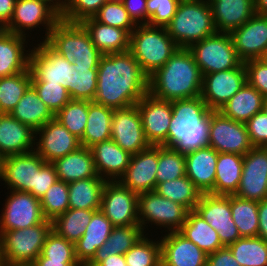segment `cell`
Here are the masks:
<instances>
[{
	"mask_svg": "<svg viewBox=\"0 0 267 266\" xmlns=\"http://www.w3.org/2000/svg\"><path fill=\"white\" fill-rule=\"evenodd\" d=\"M112 223L100 211H96L83 236L75 243V256L81 266H86L96 251L107 241L113 229Z\"/></svg>",
	"mask_w": 267,
	"mask_h": 266,
	"instance_id": "30",
	"label": "cell"
},
{
	"mask_svg": "<svg viewBox=\"0 0 267 266\" xmlns=\"http://www.w3.org/2000/svg\"><path fill=\"white\" fill-rule=\"evenodd\" d=\"M93 102L112 109L137 104L148 93V76L130 51L103 55Z\"/></svg>",
	"mask_w": 267,
	"mask_h": 266,
	"instance_id": "1",
	"label": "cell"
},
{
	"mask_svg": "<svg viewBox=\"0 0 267 266\" xmlns=\"http://www.w3.org/2000/svg\"><path fill=\"white\" fill-rule=\"evenodd\" d=\"M188 210L155 191L138 194V220L143 231L149 222L167 228L165 232L179 231L186 221ZM153 223V224H152Z\"/></svg>",
	"mask_w": 267,
	"mask_h": 266,
	"instance_id": "10",
	"label": "cell"
},
{
	"mask_svg": "<svg viewBox=\"0 0 267 266\" xmlns=\"http://www.w3.org/2000/svg\"><path fill=\"white\" fill-rule=\"evenodd\" d=\"M178 48L166 27L137 25L130 34L129 51L148 77L162 67Z\"/></svg>",
	"mask_w": 267,
	"mask_h": 266,
	"instance_id": "6",
	"label": "cell"
},
{
	"mask_svg": "<svg viewBox=\"0 0 267 266\" xmlns=\"http://www.w3.org/2000/svg\"><path fill=\"white\" fill-rule=\"evenodd\" d=\"M186 175L185 155L172 148L158 145L157 184Z\"/></svg>",
	"mask_w": 267,
	"mask_h": 266,
	"instance_id": "45",
	"label": "cell"
},
{
	"mask_svg": "<svg viewBox=\"0 0 267 266\" xmlns=\"http://www.w3.org/2000/svg\"><path fill=\"white\" fill-rule=\"evenodd\" d=\"M98 69H74L72 100L93 101L96 95Z\"/></svg>",
	"mask_w": 267,
	"mask_h": 266,
	"instance_id": "51",
	"label": "cell"
},
{
	"mask_svg": "<svg viewBox=\"0 0 267 266\" xmlns=\"http://www.w3.org/2000/svg\"><path fill=\"white\" fill-rule=\"evenodd\" d=\"M111 139L131 155L146 150L151 146L145 138L137 104L126 108L114 109Z\"/></svg>",
	"mask_w": 267,
	"mask_h": 266,
	"instance_id": "16",
	"label": "cell"
},
{
	"mask_svg": "<svg viewBox=\"0 0 267 266\" xmlns=\"http://www.w3.org/2000/svg\"><path fill=\"white\" fill-rule=\"evenodd\" d=\"M242 168V155L218 153L214 195H234L240 184Z\"/></svg>",
	"mask_w": 267,
	"mask_h": 266,
	"instance_id": "36",
	"label": "cell"
},
{
	"mask_svg": "<svg viewBox=\"0 0 267 266\" xmlns=\"http://www.w3.org/2000/svg\"><path fill=\"white\" fill-rule=\"evenodd\" d=\"M227 247L241 266H267V242L260 237H241Z\"/></svg>",
	"mask_w": 267,
	"mask_h": 266,
	"instance_id": "43",
	"label": "cell"
},
{
	"mask_svg": "<svg viewBox=\"0 0 267 266\" xmlns=\"http://www.w3.org/2000/svg\"><path fill=\"white\" fill-rule=\"evenodd\" d=\"M26 37L4 31L0 35V77L25 72L29 68L30 49Z\"/></svg>",
	"mask_w": 267,
	"mask_h": 266,
	"instance_id": "29",
	"label": "cell"
},
{
	"mask_svg": "<svg viewBox=\"0 0 267 266\" xmlns=\"http://www.w3.org/2000/svg\"><path fill=\"white\" fill-rule=\"evenodd\" d=\"M100 211L114 227L139 225L138 194L119 181H107L102 191Z\"/></svg>",
	"mask_w": 267,
	"mask_h": 266,
	"instance_id": "11",
	"label": "cell"
},
{
	"mask_svg": "<svg viewBox=\"0 0 267 266\" xmlns=\"http://www.w3.org/2000/svg\"><path fill=\"white\" fill-rule=\"evenodd\" d=\"M260 60L267 64V48L264 51L263 55L261 56Z\"/></svg>",
	"mask_w": 267,
	"mask_h": 266,
	"instance_id": "67",
	"label": "cell"
},
{
	"mask_svg": "<svg viewBox=\"0 0 267 266\" xmlns=\"http://www.w3.org/2000/svg\"><path fill=\"white\" fill-rule=\"evenodd\" d=\"M179 232L207 254L224 247L219 239L218 232L194 210L188 212L186 221Z\"/></svg>",
	"mask_w": 267,
	"mask_h": 266,
	"instance_id": "39",
	"label": "cell"
},
{
	"mask_svg": "<svg viewBox=\"0 0 267 266\" xmlns=\"http://www.w3.org/2000/svg\"><path fill=\"white\" fill-rule=\"evenodd\" d=\"M58 180L55 166L53 163L45 162L39 170L36 171L35 186L29 192L34 197L41 199L47 190Z\"/></svg>",
	"mask_w": 267,
	"mask_h": 266,
	"instance_id": "57",
	"label": "cell"
},
{
	"mask_svg": "<svg viewBox=\"0 0 267 266\" xmlns=\"http://www.w3.org/2000/svg\"><path fill=\"white\" fill-rule=\"evenodd\" d=\"M145 234L125 254L127 266H161V245Z\"/></svg>",
	"mask_w": 267,
	"mask_h": 266,
	"instance_id": "46",
	"label": "cell"
},
{
	"mask_svg": "<svg viewBox=\"0 0 267 266\" xmlns=\"http://www.w3.org/2000/svg\"><path fill=\"white\" fill-rule=\"evenodd\" d=\"M194 211L216 232L223 246H229L241 238L230 208V195L202 194Z\"/></svg>",
	"mask_w": 267,
	"mask_h": 266,
	"instance_id": "14",
	"label": "cell"
},
{
	"mask_svg": "<svg viewBox=\"0 0 267 266\" xmlns=\"http://www.w3.org/2000/svg\"><path fill=\"white\" fill-rule=\"evenodd\" d=\"M88 117L87 100H70L57 114V119L72 135L83 137Z\"/></svg>",
	"mask_w": 267,
	"mask_h": 266,
	"instance_id": "47",
	"label": "cell"
},
{
	"mask_svg": "<svg viewBox=\"0 0 267 266\" xmlns=\"http://www.w3.org/2000/svg\"><path fill=\"white\" fill-rule=\"evenodd\" d=\"M16 0H0V22L6 27L14 14Z\"/></svg>",
	"mask_w": 267,
	"mask_h": 266,
	"instance_id": "61",
	"label": "cell"
},
{
	"mask_svg": "<svg viewBox=\"0 0 267 266\" xmlns=\"http://www.w3.org/2000/svg\"><path fill=\"white\" fill-rule=\"evenodd\" d=\"M246 82L243 62L237 68L203 75L201 98L210 109L219 111Z\"/></svg>",
	"mask_w": 267,
	"mask_h": 266,
	"instance_id": "15",
	"label": "cell"
},
{
	"mask_svg": "<svg viewBox=\"0 0 267 266\" xmlns=\"http://www.w3.org/2000/svg\"><path fill=\"white\" fill-rule=\"evenodd\" d=\"M216 31L231 33L256 14L255 0H208Z\"/></svg>",
	"mask_w": 267,
	"mask_h": 266,
	"instance_id": "26",
	"label": "cell"
},
{
	"mask_svg": "<svg viewBox=\"0 0 267 266\" xmlns=\"http://www.w3.org/2000/svg\"><path fill=\"white\" fill-rule=\"evenodd\" d=\"M172 118L162 146L184 155L209 147L211 112L201 96L171 101Z\"/></svg>",
	"mask_w": 267,
	"mask_h": 266,
	"instance_id": "2",
	"label": "cell"
},
{
	"mask_svg": "<svg viewBox=\"0 0 267 266\" xmlns=\"http://www.w3.org/2000/svg\"><path fill=\"white\" fill-rule=\"evenodd\" d=\"M158 145L131 155L124 175L118 180L123 186L140 194L154 191L157 185Z\"/></svg>",
	"mask_w": 267,
	"mask_h": 266,
	"instance_id": "21",
	"label": "cell"
},
{
	"mask_svg": "<svg viewBox=\"0 0 267 266\" xmlns=\"http://www.w3.org/2000/svg\"><path fill=\"white\" fill-rule=\"evenodd\" d=\"M253 147H267V115L261 111L245 123Z\"/></svg>",
	"mask_w": 267,
	"mask_h": 266,
	"instance_id": "56",
	"label": "cell"
},
{
	"mask_svg": "<svg viewBox=\"0 0 267 266\" xmlns=\"http://www.w3.org/2000/svg\"><path fill=\"white\" fill-rule=\"evenodd\" d=\"M166 29L179 48L217 33L208 0H181Z\"/></svg>",
	"mask_w": 267,
	"mask_h": 266,
	"instance_id": "5",
	"label": "cell"
},
{
	"mask_svg": "<svg viewBox=\"0 0 267 266\" xmlns=\"http://www.w3.org/2000/svg\"><path fill=\"white\" fill-rule=\"evenodd\" d=\"M146 230L140 225L113 227L107 241L96 251L93 259L86 266H97L110 255H124L141 239Z\"/></svg>",
	"mask_w": 267,
	"mask_h": 266,
	"instance_id": "35",
	"label": "cell"
},
{
	"mask_svg": "<svg viewBox=\"0 0 267 266\" xmlns=\"http://www.w3.org/2000/svg\"><path fill=\"white\" fill-rule=\"evenodd\" d=\"M258 217H259L258 237L267 242V199H264L259 202Z\"/></svg>",
	"mask_w": 267,
	"mask_h": 266,
	"instance_id": "60",
	"label": "cell"
},
{
	"mask_svg": "<svg viewBox=\"0 0 267 266\" xmlns=\"http://www.w3.org/2000/svg\"><path fill=\"white\" fill-rule=\"evenodd\" d=\"M160 196L184 206L188 211L194 210L202 193L185 175L181 178L161 182L154 190Z\"/></svg>",
	"mask_w": 267,
	"mask_h": 266,
	"instance_id": "40",
	"label": "cell"
},
{
	"mask_svg": "<svg viewBox=\"0 0 267 266\" xmlns=\"http://www.w3.org/2000/svg\"><path fill=\"white\" fill-rule=\"evenodd\" d=\"M98 175L106 181H118L129 165L131 154L124 151L112 139L90 147Z\"/></svg>",
	"mask_w": 267,
	"mask_h": 266,
	"instance_id": "28",
	"label": "cell"
},
{
	"mask_svg": "<svg viewBox=\"0 0 267 266\" xmlns=\"http://www.w3.org/2000/svg\"><path fill=\"white\" fill-rule=\"evenodd\" d=\"M258 205L259 202L257 201L246 200L236 195H230L232 219L241 237H258Z\"/></svg>",
	"mask_w": 267,
	"mask_h": 266,
	"instance_id": "42",
	"label": "cell"
},
{
	"mask_svg": "<svg viewBox=\"0 0 267 266\" xmlns=\"http://www.w3.org/2000/svg\"><path fill=\"white\" fill-rule=\"evenodd\" d=\"M147 0H124L123 5L127 10L129 17L136 25L148 24Z\"/></svg>",
	"mask_w": 267,
	"mask_h": 266,
	"instance_id": "58",
	"label": "cell"
},
{
	"mask_svg": "<svg viewBox=\"0 0 267 266\" xmlns=\"http://www.w3.org/2000/svg\"><path fill=\"white\" fill-rule=\"evenodd\" d=\"M144 135L150 145H161L168 136L172 118L171 101L161 100L149 92L137 103Z\"/></svg>",
	"mask_w": 267,
	"mask_h": 266,
	"instance_id": "20",
	"label": "cell"
},
{
	"mask_svg": "<svg viewBox=\"0 0 267 266\" xmlns=\"http://www.w3.org/2000/svg\"><path fill=\"white\" fill-rule=\"evenodd\" d=\"M262 111L267 115V97L264 98V105Z\"/></svg>",
	"mask_w": 267,
	"mask_h": 266,
	"instance_id": "69",
	"label": "cell"
},
{
	"mask_svg": "<svg viewBox=\"0 0 267 266\" xmlns=\"http://www.w3.org/2000/svg\"><path fill=\"white\" fill-rule=\"evenodd\" d=\"M29 68L31 81L61 84L72 99L74 65L56 52L45 40L31 49Z\"/></svg>",
	"mask_w": 267,
	"mask_h": 266,
	"instance_id": "9",
	"label": "cell"
},
{
	"mask_svg": "<svg viewBox=\"0 0 267 266\" xmlns=\"http://www.w3.org/2000/svg\"><path fill=\"white\" fill-rule=\"evenodd\" d=\"M263 105L264 96L246 82L219 111L234 121L246 123L254 114L262 111Z\"/></svg>",
	"mask_w": 267,
	"mask_h": 266,
	"instance_id": "33",
	"label": "cell"
},
{
	"mask_svg": "<svg viewBox=\"0 0 267 266\" xmlns=\"http://www.w3.org/2000/svg\"><path fill=\"white\" fill-rule=\"evenodd\" d=\"M0 266H5L3 255H2L1 242H0Z\"/></svg>",
	"mask_w": 267,
	"mask_h": 266,
	"instance_id": "68",
	"label": "cell"
},
{
	"mask_svg": "<svg viewBox=\"0 0 267 266\" xmlns=\"http://www.w3.org/2000/svg\"><path fill=\"white\" fill-rule=\"evenodd\" d=\"M95 210L68 209L52 221V231L75 244L85 233Z\"/></svg>",
	"mask_w": 267,
	"mask_h": 266,
	"instance_id": "41",
	"label": "cell"
},
{
	"mask_svg": "<svg viewBox=\"0 0 267 266\" xmlns=\"http://www.w3.org/2000/svg\"><path fill=\"white\" fill-rule=\"evenodd\" d=\"M52 221L35 226L2 232L0 242L5 266H30L41 254Z\"/></svg>",
	"mask_w": 267,
	"mask_h": 266,
	"instance_id": "7",
	"label": "cell"
},
{
	"mask_svg": "<svg viewBox=\"0 0 267 266\" xmlns=\"http://www.w3.org/2000/svg\"><path fill=\"white\" fill-rule=\"evenodd\" d=\"M217 158L218 152L210 146L185 155L186 176L202 194L214 195Z\"/></svg>",
	"mask_w": 267,
	"mask_h": 266,
	"instance_id": "27",
	"label": "cell"
},
{
	"mask_svg": "<svg viewBox=\"0 0 267 266\" xmlns=\"http://www.w3.org/2000/svg\"><path fill=\"white\" fill-rule=\"evenodd\" d=\"M159 240L161 266H206L207 253L179 231L168 232Z\"/></svg>",
	"mask_w": 267,
	"mask_h": 266,
	"instance_id": "24",
	"label": "cell"
},
{
	"mask_svg": "<svg viewBox=\"0 0 267 266\" xmlns=\"http://www.w3.org/2000/svg\"><path fill=\"white\" fill-rule=\"evenodd\" d=\"M3 160H4V156L0 153V178L2 175V171H3Z\"/></svg>",
	"mask_w": 267,
	"mask_h": 266,
	"instance_id": "66",
	"label": "cell"
},
{
	"mask_svg": "<svg viewBox=\"0 0 267 266\" xmlns=\"http://www.w3.org/2000/svg\"><path fill=\"white\" fill-rule=\"evenodd\" d=\"M181 0H147L148 25L166 27L175 15Z\"/></svg>",
	"mask_w": 267,
	"mask_h": 266,
	"instance_id": "53",
	"label": "cell"
},
{
	"mask_svg": "<svg viewBox=\"0 0 267 266\" xmlns=\"http://www.w3.org/2000/svg\"><path fill=\"white\" fill-rule=\"evenodd\" d=\"M31 86V71L0 77V113H9Z\"/></svg>",
	"mask_w": 267,
	"mask_h": 266,
	"instance_id": "44",
	"label": "cell"
},
{
	"mask_svg": "<svg viewBox=\"0 0 267 266\" xmlns=\"http://www.w3.org/2000/svg\"><path fill=\"white\" fill-rule=\"evenodd\" d=\"M41 254L56 261H78L75 256V244L58 236L52 230L45 239Z\"/></svg>",
	"mask_w": 267,
	"mask_h": 266,
	"instance_id": "52",
	"label": "cell"
},
{
	"mask_svg": "<svg viewBox=\"0 0 267 266\" xmlns=\"http://www.w3.org/2000/svg\"><path fill=\"white\" fill-rule=\"evenodd\" d=\"M31 86L54 115L71 100L67 89L61 84L31 81Z\"/></svg>",
	"mask_w": 267,
	"mask_h": 266,
	"instance_id": "50",
	"label": "cell"
},
{
	"mask_svg": "<svg viewBox=\"0 0 267 266\" xmlns=\"http://www.w3.org/2000/svg\"><path fill=\"white\" fill-rule=\"evenodd\" d=\"M206 266H241L226 246L207 254Z\"/></svg>",
	"mask_w": 267,
	"mask_h": 266,
	"instance_id": "59",
	"label": "cell"
},
{
	"mask_svg": "<svg viewBox=\"0 0 267 266\" xmlns=\"http://www.w3.org/2000/svg\"><path fill=\"white\" fill-rule=\"evenodd\" d=\"M91 37L94 46L103 54L129 51L130 34L121 28L102 24L93 17L81 22Z\"/></svg>",
	"mask_w": 267,
	"mask_h": 266,
	"instance_id": "31",
	"label": "cell"
},
{
	"mask_svg": "<svg viewBox=\"0 0 267 266\" xmlns=\"http://www.w3.org/2000/svg\"><path fill=\"white\" fill-rule=\"evenodd\" d=\"M234 195L257 202L267 199V147H253L243 156L242 176Z\"/></svg>",
	"mask_w": 267,
	"mask_h": 266,
	"instance_id": "18",
	"label": "cell"
},
{
	"mask_svg": "<svg viewBox=\"0 0 267 266\" xmlns=\"http://www.w3.org/2000/svg\"><path fill=\"white\" fill-rule=\"evenodd\" d=\"M106 182L98 175L68 183L69 209L100 210L102 191Z\"/></svg>",
	"mask_w": 267,
	"mask_h": 266,
	"instance_id": "37",
	"label": "cell"
},
{
	"mask_svg": "<svg viewBox=\"0 0 267 266\" xmlns=\"http://www.w3.org/2000/svg\"><path fill=\"white\" fill-rule=\"evenodd\" d=\"M203 76L188 48H178L170 59L148 77V92L167 101L201 96Z\"/></svg>",
	"mask_w": 267,
	"mask_h": 266,
	"instance_id": "3",
	"label": "cell"
},
{
	"mask_svg": "<svg viewBox=\"0 0 267 266\" xmlns=\"http://www.w3.org/2000/svg\"><path fill=\"white\" fill-rule=\"evenodd\" d=\"M107 1L70 0L68 7L60 19L71 23H81L86 18L93 17Z\"/></svg>",
	"mask_w": 267,
	"mask_h": 266,
	"instance_id": "54",
	"label": "cell"
},
{
	"mask_svg": "<svg viewBox=\"0 0 267 266\" xmlns=\"http://www.w3.org/2000/svg\"><path fill=\"white\" fill-rule=\"evenodd\" d=\"M247 73V82L256 88L264 98L267 97V64L260 59L244 62Z\"/></svg>",
	"mask_w": 267,
	"mask_h": 266,
	"instance_id": "55",
	"label": "cell"
},
{
	"mask_svg": "<svg viewBox=\"0 0 267 266\" xmlns=\"http://www.w3.org/2000/svg\"><path fill=\"white\" fill-rule=\"evenodd\" d=\"M209 146L218 153L242 156L253 148L245 123L234 121L214 110L211 112Z\"/></svg>",
	"mask_w": 267,
	"mask_h": 266,
	"instance_id": "12",
	"label": "cell"
},
{
	"mask_svg": "<svg viewBox=\"0 0 267 266\" xmlns=\"http://www.w3.org/2000/svg\"><path fill=\"white\" fill-rule=\"evenodd\" d=\"M10 114L19 122L30 126L34 131L55 118L32 86L27 89Z\"/></svg>",
	"mask_w": 267,
	"mask_h": 266,
	"instance_id": "34",
	"label": "cell"
},
{
	"mask_svg": "<svg viewBox=\"0 0 267 266\" xmlns=\"http://www.w3.org/2000/svg\"><path fill=\"white\" fill-rule=\"evenodd\" d=\"M30 266H81L78 261H56L40 254Z\"/></svg>",
	"mask_w": 267,
	"mask_h": 266,
	"instance_id": "62",
	"label": "cell"
},
{
	"mask_svg": "<svg viewBox=\"0 0 267 266\" xmlns=\"http://www.w3.org/2000/svg\"><path fill=\"white\" fill-rule=\"evenodd\" d=\"M39 139H38V137ZM35 151L46 161L54 162L81 147L80 139L72 135L57 119L48 121L35 131ZM39 140V141H38ZM38 141V142H36Z\"/></svg>",
	"mask_w": 267,
	"mask_h": 266,
	"instance_id": "19",
	"label": "cell"
},
{
	"mask_svg": "<svg viewBox=\"0 0 267 266\" xmlns=\"http://www.w3.org/2000/svg\"><path fill=\"white\" fill-rule=\"evenodd\" d=\"M52 163L55 166L58 180L66 183L98 176L91 149L87 147L81 146Z\"/></svg>",
	"mask_w": 267,
	"mask_h": 266,
	"instance_id": "32",
	"label": "cell"
},
{
	"mask_svg": "<svg viewBox=\"0 0 267 266\" xmlns=\"http://www.w3.org/2000/svg\"><path fill=\"white\" fill-rule=\"evenodd\" d=\"M109 2H117V3H123L124 0H108Z\"/></svg>",
	"mask_w": 267,
	"mask_h": 266,
	"instance_id": "71",
	"label": "cell"
},
{
	"mask_svg": "<svg viewBox=\"0 0 267 266\" xmlns=\"http://www.w3.org/2000/svg\"><path fill=\"white\" fill-rule=\"evenodd\" d=\"M97 266H127L124 255H110L107 259L101 261Z\"/></svg>",
	"mask_w": 267,
	"mask_h": 266,
	"instance_id": "64",
	"label": "cell"
},
{
	"mask_svg": "<svg viewBox=\"0 0 267 266\" xmlns=\"http://www.w3.org/2000/svg\"><path fill=\"white\" fill-rule=\"evenodd\" d=\"M4 31H6V30H5V26L0 22V35H1Z\"/></svg>",
	"mask_w": 267,
	"mask_h": 266,
	"instance_id": "70",
	"label": "cell"
},
{
	"mask_svg": "<svg viewBox=\"0 0 267 266\" xmlns=\"http://www.w3.org/2000/svg\"><path fill=\"white\" fill-rule=\"evenodd\" d=\"M46 220L53 221L69 209L68 183L57 180L40 199Z\"/></svg>",
	"mask_w": 267,
	"mask_h": 266,
	"instance_id": "48",
	"label": "cell"
},
{
	"mask_svg": "<svg viewBox=\"0 0 267 266\" xmlns=\"http://www.w3.org/2000/svg\"><path fill=\"white\" fill-rule=\"evenodd\" d=\"M9 194L0 216V234L29 228L45 220L40 199L28 192L10 190Z\"/></svg>",
	"mask_w": 267,
	"mask_h": 266,
	"instance_id": "13",
	"label": "cell"
},
{
	"mask_svg": "<svg viewBox=\"0 0 267 266\" xmlns=\"http://www.w3.org/2000/svg\"><path fill=\"white\" fill-rule=\"evenodd\" d=\"M59 20L60 16L41 0H16L13 17L5 30L28 37L26 30L31 32L40 25L46 29L43 37L46 40Z\"/></svg>",
	"mask_w": 267,
	"mask_h": 266,
	"instance_id": "17",
	"label": "cell"
},
{
	"mask_svg": "<svg viewBox=\"0 0 267 266\" xmlns=\"http://www.w3.org/2000/svg\"><path fill=\"white\" fill-rule=\"evenodd\" d=\"M93 18L102 24L126 30L129 34H131L137 26L129 17L123 3L107 1Z\"/></svg>",
	"mask_w": 267,
	"mask_h": 266,
	"instance_id": "49",
	"label": "cell"
},
{
	"mask_svg": "<svg viewBox=\"0 0 267 266\" xmlns=\"http://www.w3.org/2000/svg\"><path fill=\"white\" fill-rule=\"evenodd\" d=\"M50 6L60 17L65 12L70 0H41Z\"/></svg>",
	"mask_w": 267,
	"mask_h": 266,
	"instance_id": "63",
	"label": "cell"
},
{
	"mask_svg": "<svg viewBox=\"0 0 267 266\" xmlns=\"http://www.w3.org/2000/svg\"><path fill=\"white\" fill-rule=\"evenodd\" d=\"M45 162L36 151L6 156L0 179L7 185V189L29 193L35 186L36 171Z\"/></svg>",
	"mask_w": 267,
	"mask_h": 266,
	"instance_id": "22",
	"label": "cell"
},
{
	"mask_svg": "<svg viewBox=\"0 0 267 266\" xmlns=\"http://www.w3.org/2000/svg\"><path fill=\"white\" fill-rule=\"evenodd\" d=\"M45 41L73 64L74 69H97L103 56L81 23L60 19Z\"/></svg>",
	"mask_w": 267,
	"mask_h": 266,
	"instance_id": "4",
	"label": "cell"
},
{
	"mask_svg": "<svg viewBox=\"0 0 267 266\" xmlns=\"http://www.w3.org/2000/svg\"><path fill=\"white\" fill-rule=\"evenodd\" d=\"M35 131L9 113H0V153L6 157L35 151Z\"/></svg>",
	"mask_w": 267,
	"mask_h": 266,
	"instance_id": "25",
	"label": "cell"
},
{
	"mask_svg": "<svg viewBox=\"0 0 267 266\" xmlns=\"http://www.w3.org/2000/svg\"><path fill=\"white\" fill-rule=\"evenodd\" d=\"M239 59H260L267 48V16L255 14L230 33Z\"/></svg>",
	"mask_w": 267,
	"mask_h": 266,
	"instance_id": "23",
	"label": "cell"
},
{
	"mask_svg": "<svg viewBox=\"0 0 267 266\" xmlns=\"http://www.w3.org/2000/svg\"><path fill=\"white\" fill-rule=\"evenodd\" d=\"M114 109L88 101L87 124L80 140L81 146L90 148L94 144L111 139Z\"/></svg>",
	"mask_w": 267,
	"mask_h": 266,
	"instance_id": "38",
	"label": "cell"
},
{
	"mask_svg": "<svg viewBox=\"0 0 267 266\" xmlns=\"http://www.w3.org/2000/svg\"><path fill=\"white\" fill-rule=\"evenodd\" d=\"M203 75L237 68L239 59L229 33H219L193 43L188 48Z\"/></svg>",
	"mask_w": 267,
	"mask_h": 266,
	"instance_id": "8",
	"label": "cell"
},
{
	"mask_svg": "<svg viewBox=\"0 0 267 266\" xmlns=\"http://www.w3.org/2000/svg\"><path fill=\"white\" fill-rule=\"evenodd\" d=\"M256 14L267 16V0H255Z\"/></svg>",
	"mask_w": 267,
	"mask_h": 266,
	"instance_id": "65",
	"label": "cell"
}]
</instances>
